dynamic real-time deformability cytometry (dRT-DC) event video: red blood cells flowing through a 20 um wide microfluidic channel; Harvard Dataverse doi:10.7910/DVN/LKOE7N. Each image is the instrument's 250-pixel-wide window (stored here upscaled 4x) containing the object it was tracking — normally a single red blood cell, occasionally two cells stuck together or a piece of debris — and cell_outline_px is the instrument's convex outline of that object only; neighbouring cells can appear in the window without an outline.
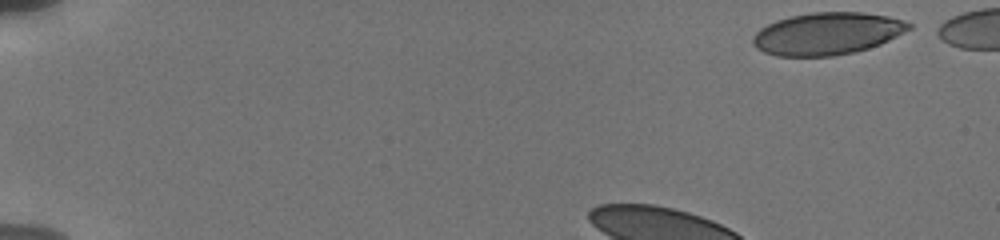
{"species": "human", "species_latin": "Homo sapiens", "temperature_condition": "cold", "stored_images_in_passage": 41, "camera_frame_rate_fps": 3000, "um_per_image_px": 0.085, "donor": {"sex": "male"}, "frame": {"image": 1, "passage_image": 1, "time_ms": 0.0, "image_size_px": [1000, 240], "cell_outline_px": [[912, 28], [880, 44], [868, 48], [852, 52], [832, 56], [776, 56], [764, 52], [756, 48], [752, 44], [752, 36], [760, 28], [776, 20], [792, 16], [812, 12], [864, 12], [888, 16], [904, 20], [912, 24]], "centroid_in_image_um": [70.3, 2.85], "position_along_channel_um": 14.7, "area_um2": 38.44}}
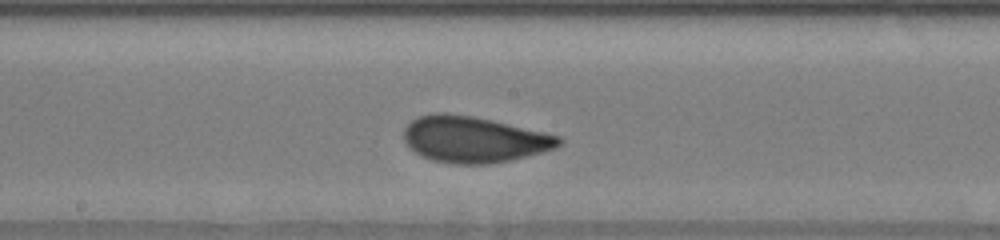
{"frame": {"image": 2, "passage_image": 23, "time_ms": 7.333, "image_size_px": [1000, 240], "cell_outline_px": [[564, 140], [556, 148], [508, 160], [488, 164], [456, 164], [432, 160], [416, 152], [404, 140], [404, 128], [412, 120], [420, 116], [436, 112], [444, 112], [472, 116], [492, 120], [544, 132], [560, 136]], "centroid_in_image_um": [40.28, 11.84], "position_along_channel_um": 207.9, "area_um2": 41.27}}
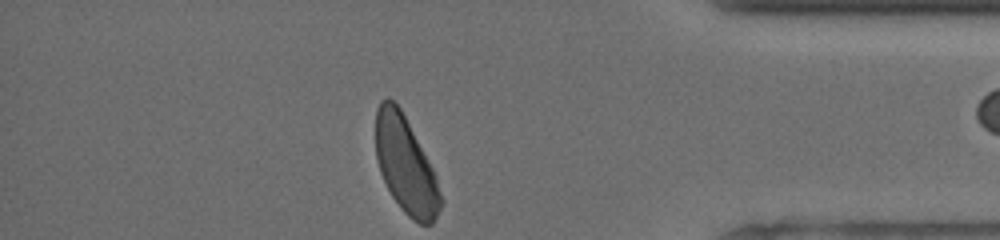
{"frame": {"image": 3, "passage_image": 40, "time_ms": 13.0, "image_size_px": [1000, 240], "cell_outline_px": [[444, 200], [432, 224], [420, 224], [412, 220], [400, 208], [392, 196], [380, 172], [376, 156], [376, 108], [380, 100], [388, 96], [400, 108], [432, 168], [436, 176]], "centroid_in_image_um": [34.48, 14.05], "position_along_channel_um": 400.7, "area_um2": 36.3}}